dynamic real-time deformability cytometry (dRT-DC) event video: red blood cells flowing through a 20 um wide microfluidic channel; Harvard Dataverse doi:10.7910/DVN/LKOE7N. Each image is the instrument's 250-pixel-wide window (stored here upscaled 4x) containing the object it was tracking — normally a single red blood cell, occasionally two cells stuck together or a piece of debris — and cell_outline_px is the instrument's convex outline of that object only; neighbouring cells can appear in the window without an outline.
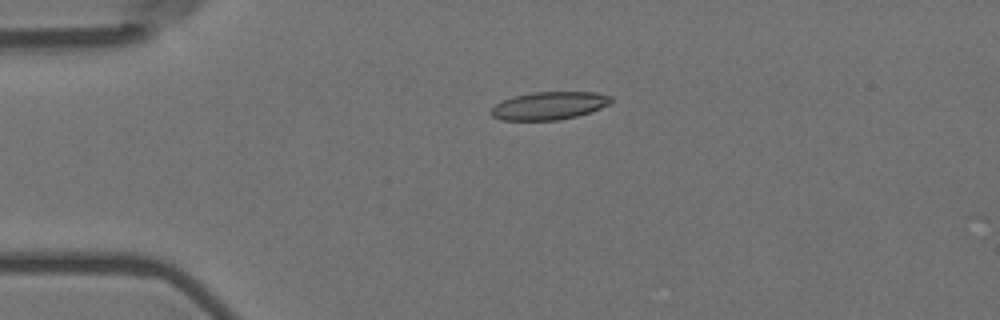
{"species": "Egyptian fruit bat (a non-hibernating species)", "species_latin": "Rousettus aegyptiacus", "temperature_condition": "room temperature", "stored_images_in_passage": 8, "camera_frame_rate_fps": 3000, "um_per_image_px": 0.085, "animal": {"sex": "female"}, "frame": {"image": 1, "passage_image": 2, "time_ms": 0.333, "image_size_px": [1000, 320], "cell_outline_px": [[612, 100], [608, 104], [600, 108], [576, 116], [560, 120], [500, 120], [492, 116], [488, 112], [496, 104], [512, 96], [532, 92], [596, 92], [612, 96]], "centroid_in_image_um": [46.64, 8.98], "position_along_channel_um": 38.4, "area_um2": 19.48}}